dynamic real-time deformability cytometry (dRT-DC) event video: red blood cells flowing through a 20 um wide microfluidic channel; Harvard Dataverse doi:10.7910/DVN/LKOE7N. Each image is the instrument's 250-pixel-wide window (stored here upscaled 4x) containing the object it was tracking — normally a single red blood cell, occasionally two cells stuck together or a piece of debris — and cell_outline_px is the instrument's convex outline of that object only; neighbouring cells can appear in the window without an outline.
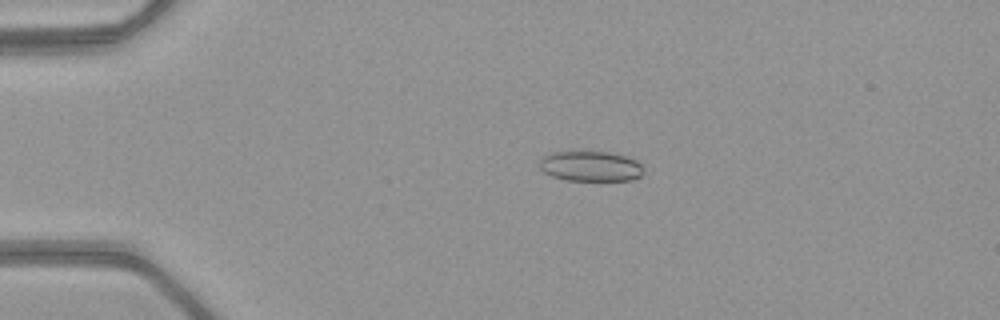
{"species": "common noctule bat (a hibernating species)", "species_latin": "Nyctalus noctula", "temperature_condition": "warm", "stored_images_in_passage": 52, "camera_frame_rate_fps": 3000, "um_per_image_px": 0.085, "animal": {"sex": "female", "body_mass_g": 21.9}, "frame": {"image": 1, "passage_image": 12, "time_ms": 3.667, "image_size_px": [1000, 320], "cell_outline_px": [[644, 172], [640, 176], [632, 180], [564, 180], [552, 176], [544, 172], [540, 168], [540, 160], [544, 156], [552, 152], [572, 148], [612, 152], [636, 160], [640, 164]], "centroid_in_image_um": [50.16, 14.07], "position_along_channel_um": 34.8, "area_um2": 19.07}}
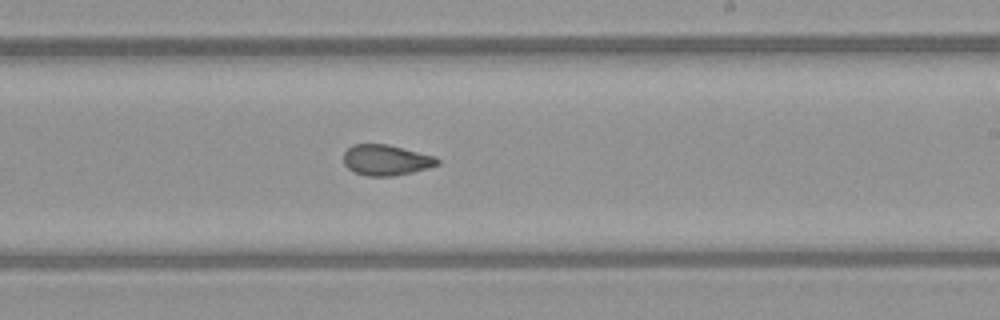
{"frame": {"image": 2, "passage_image": 32, "time_ms": 10.333, "image_size_px": [1000, 320], "cell_outline_px": [[440, 164], [428, 168], [412, 172], [392, 176], [368, 176], [356, 172], [348, 168], [344, 164], [344, 152], [352, 144], [388, 144], [436, 156], [440, 160]], "centroid_in_image_um": [32.84, 13.59], "position_along_channel_um": 256.2, "area_um2": 16.82}}
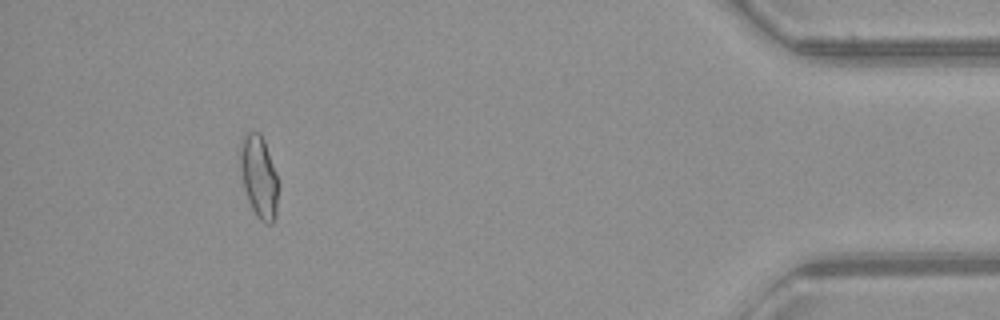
{"frame": {"image": 3, "passage_image": 48, "time_ms": 15.667, "image_size_px": [1000, 320], "cell_outline_px": [[280, 184], [276, 216], [272, 224], [264, 224], [256, 216], [248, 200], [244, 188], [240, 168], [240, 144], [244, 132], [260, 132], [264, 140], [276, 172]], "centroid_in_image_um": [22.03, 15.04], "position_along_channel_um": 413.2, "area_um2": 18.73}, "authors_computed_cell_mechanics": {"area_um2": 18.0625, "velocity_mm_per_s": 4.0734, "shape_relaxation_time_tau1_ms": null, "shape_relaxation_time_tau2_ms": 1.6544, "deformation_change_tau1": null, "deformation_change_tau2": 0.076}}